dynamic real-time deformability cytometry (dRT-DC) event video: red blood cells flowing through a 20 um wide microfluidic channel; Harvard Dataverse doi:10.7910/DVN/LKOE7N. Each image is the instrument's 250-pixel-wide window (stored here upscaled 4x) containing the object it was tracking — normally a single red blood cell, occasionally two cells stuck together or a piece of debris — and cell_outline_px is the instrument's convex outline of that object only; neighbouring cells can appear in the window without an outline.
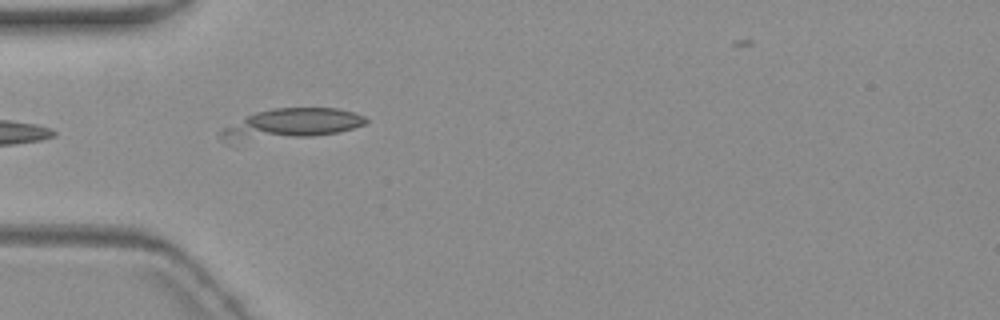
{"species": "common noctule bat (a hibernating species)", "species_latin": "Nyctalus noctula", "temperature_condition": "warm", "stored_images_in_passage": 10, "camera_frame_rate_fps": 3000, "um_per_image_px": 0.085, "animal": {"sex": "female", "body_mass_g": 19.3, "forearm_length_mm": 54.1}, "frame": {"image": 1, "passage_image": 1, "time_ms": 0.0, "image_size_px": [1000, 320], "cell_outline_px": [[368, 120], [364, 124], [340, 132], [312, 136], [220, 136], [220, 132], [224, 128], [244, 116], [256, 112], [272, 108], [336, 108], [352, 112], [364, 116]], "centroid_in_image_um": [25.02, 10.42], "position_along_channel_um": 60.0, "area_um2": 23.29}}
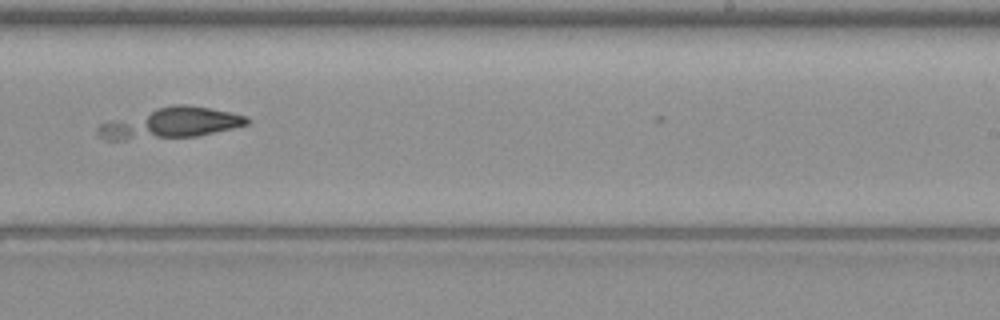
{"frame": {"image": 2, "passage_image": 6, "time_ms": 6.0, "image_size_px": [1000, 320], "cell_outline_px": [[248, 124], [232, 128], [196, 136], [124, 140], [104, 140], [96, 136], [96, 128], [100, 124], [156, 108], [172, 104], [184, 104], [208, 108], [248, 116]], "centroid_in_image_um": [14.46, 10.48], "position_along_channel_um": 274.5, "area_um2": 26.3}}
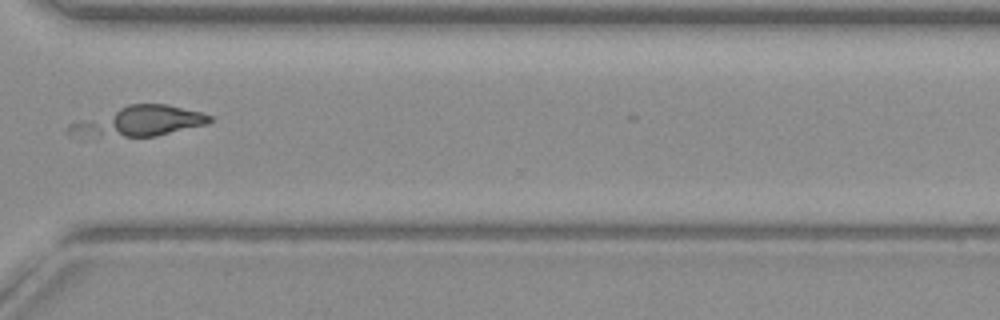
{"frame": {"image": 3, "passage_image": 8, "time_ms": 8.333, "image_size_px": [1000, 320], "cell_outline_px": [[212, 120], [208, 124], [156, 136], [84, 140], [80, 140], [68, 132], [68, 124], [128, 104], [168, 104], [200, 112], [212, 116]], "centroid_in_image_um": [11.7, 10.37], "position_along_channel_um": 358.9, "area_um2": 25.66}}